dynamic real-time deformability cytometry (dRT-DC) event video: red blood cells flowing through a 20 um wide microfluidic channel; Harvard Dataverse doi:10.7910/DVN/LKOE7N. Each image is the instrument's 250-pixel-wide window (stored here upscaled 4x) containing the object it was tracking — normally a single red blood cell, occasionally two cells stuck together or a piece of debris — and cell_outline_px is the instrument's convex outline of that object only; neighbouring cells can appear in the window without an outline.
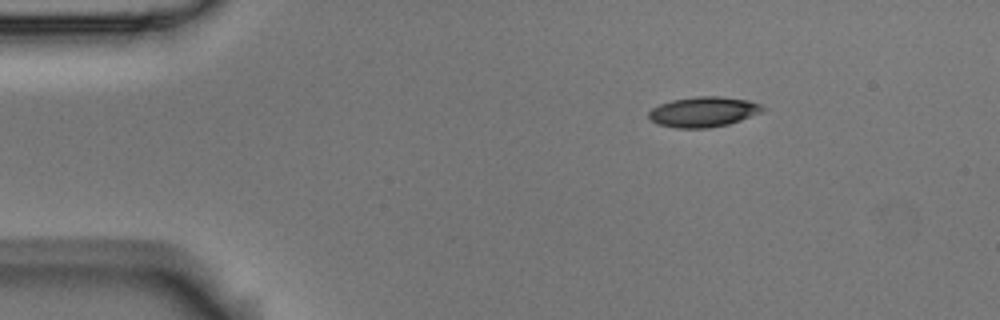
{"species": "Egyptian fruit bat (a non-hibernating species)", "species_latin": "Rousettus aegyptiacus", "temperature_condition": "room temperature", "stored_images_in_passage": 5, "camera_frame_rate_fps": 3000, "um_per_image_px": 0.085, "animal": {"sex": "male"}, "frame": {"image": 1, "passage_image": 5, "time_ms": 1.333, "image_size_px": [1000, 320], "cell_outline_px": [[764, 108], [760, 112], [740, 120], [728, 124], [708, 128], [676, 128], [656, 124], [648, 116], [648, 112], [652, 108], [660, 104], [672, 100], [696, 96], [720, 96], [748, 100], [760, 104]], "centroid_in_image_um": [59.75, 9.5], "position_along_channel_um": 25.3, "area_um2": 19.94}}